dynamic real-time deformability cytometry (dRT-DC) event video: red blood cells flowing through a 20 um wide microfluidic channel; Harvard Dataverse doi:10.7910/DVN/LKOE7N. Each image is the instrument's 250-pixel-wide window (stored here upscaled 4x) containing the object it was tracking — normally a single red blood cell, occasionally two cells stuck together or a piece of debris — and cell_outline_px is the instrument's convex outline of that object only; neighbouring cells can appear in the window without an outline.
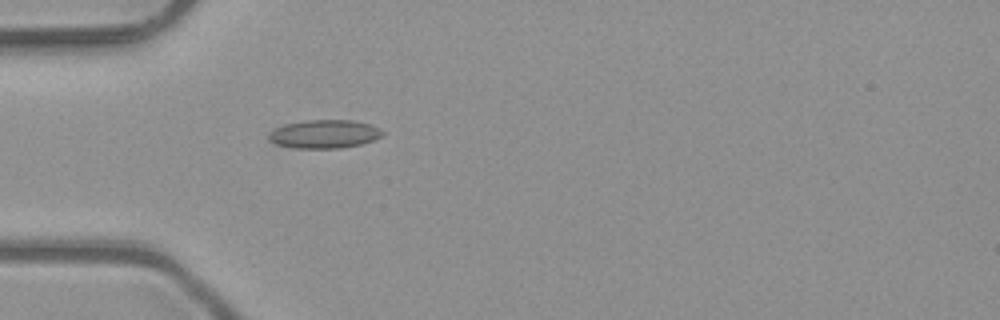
{"species": "common noctule bat (a hibernating species)", "species_latin": "Nyctalus noctula", "temperature_condition": "room temperature", "stored_images_in_passage": 11, "camera_frame_rate_fps": 3000, "um_per_image_px": 0.085, "animal": {"sex": "male", "body_mass_g": 23.1, "forearm_length_mm": 52.7}, "frame": {"image": 1, "passage_image": 11, "time_ms": 3.333, "image_size_px": [1000, 320], "cell_outline_px": [[384, 132], [380, 136], [372, 140], [360, 144], [340, 148], [288, 148], [272, 144], [268, 140], [268, 132], [284, 124], [308, 120], [352, 120], [368, 124], [380, 128]], "centroid_in_image_um": [27.48, 11.4], "position_along_channel_um": 57.5, "area_um2": 18.96}}